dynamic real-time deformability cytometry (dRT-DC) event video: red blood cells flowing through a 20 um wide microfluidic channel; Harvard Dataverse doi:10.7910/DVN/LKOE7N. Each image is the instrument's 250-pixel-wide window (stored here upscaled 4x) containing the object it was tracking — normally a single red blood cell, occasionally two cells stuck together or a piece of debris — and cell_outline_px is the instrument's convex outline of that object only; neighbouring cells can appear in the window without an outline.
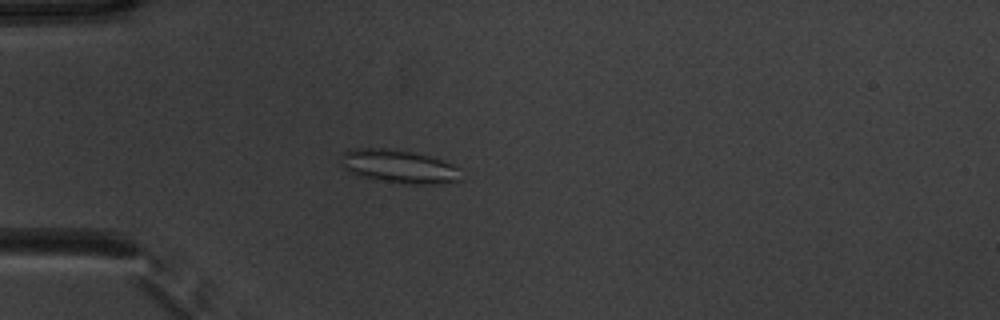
{"species": "common noctule bat (a hibernating species)", "species_latin": "Nyctalus noctula", "temperature_condition": "warm", "stored_images_in_passage": 53, "camera_frame_rate_fps": 3000, "um_per_image_px": 0.085, "animal": {"sex": "male", "body_mass_g": 20.1, "forearm_length_mm": 53.5}, "frame": {"image": 1, "passage_image": 16, "time_ms": 5.0, "image_size_px": [1000, 320], "cell_outline_px": [[464, 180], [440, 184], [408, 184], [376, 180], [360, 176], [344, 168], [340, 164], [340, 156], [348, 148], [384, 148], [416, 152], [444, 160], [452, 164], [456, 168]], "centroid_in_image_um": [33.9, 14.14], "position_along_channel_um": 51.1, "area_um2": 23.7}}
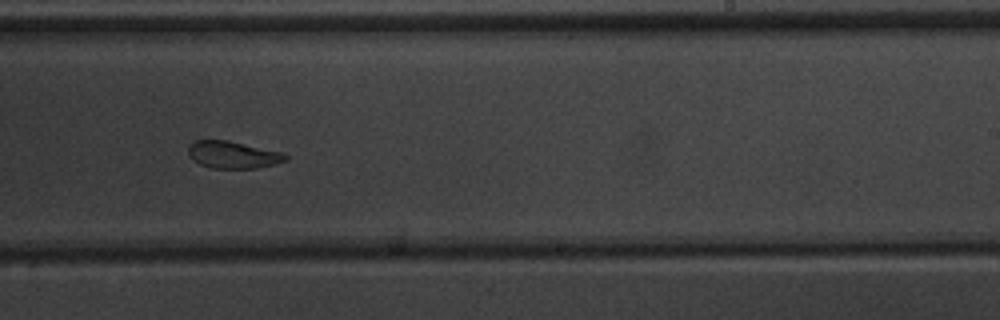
{"frame": {"image": 2, "passage_image": 34, "time_ms": 11.0, "image_size_px": [1000, 320], "cell_outline_px": [[288, 160], [256, 168], [212, 168], [200, 164], [192, 160], [188, 156], [188, 148], [196, 140], [228, 140], [284, 152], [288, 156]], "centroid_in_image_um": [19.81, 13.15], "position_along_channel_um": 269.2, "area_um2": 15.43}}
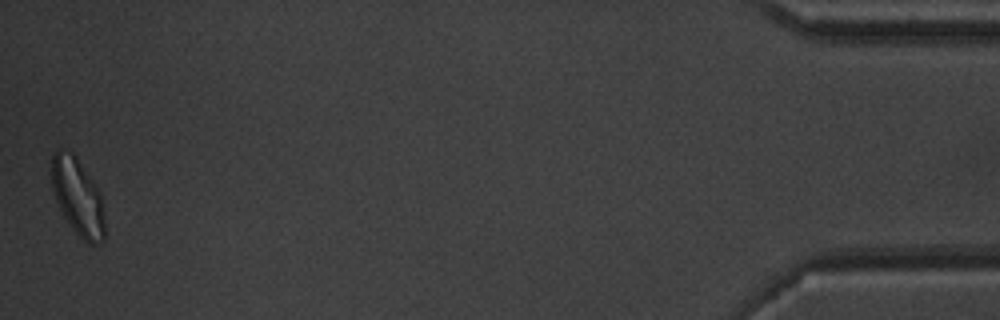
{"frame": {"image": 3, "passage_image": 53, "time_ms": 17.333, "image_size_px": [1000, 320], "cell_outline_px": [[104, 240], [100, 244], [88, 244], [72, 228], [64, 216], [56, 200], [52, 188], [52, 156], [60, 148], [64, 148], [72, 152], [92, 180], [100, 192], [104, 216]], "centroid_in_image_um": [6.61, 16.75], "position_along_channel_um": 428.6, "area_um2": 23.52}, "authors_computed_cell_mechanics": {"area_um2": 19.8832, "velocity_mm_per_s": 3.8719, "shape_relaxation_time_tau1_ms": null, "shape_relaxation_time_tau2_ms": 3.1431, "deformation_change_tau1": null, "deformation_change_tau2": 0.0931}}